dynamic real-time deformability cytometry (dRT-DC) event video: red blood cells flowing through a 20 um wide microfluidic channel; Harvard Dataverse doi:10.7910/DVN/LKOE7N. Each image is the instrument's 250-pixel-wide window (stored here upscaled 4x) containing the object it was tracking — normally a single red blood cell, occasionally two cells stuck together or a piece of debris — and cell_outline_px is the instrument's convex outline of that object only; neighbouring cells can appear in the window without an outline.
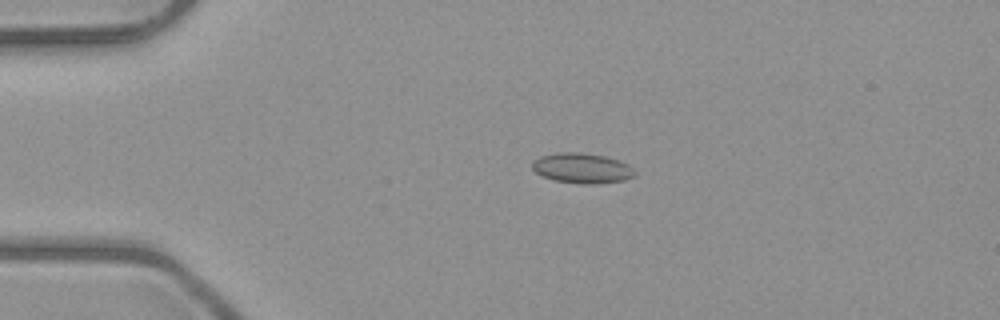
{"species": "common noctule bat (a hibernating species)", "species_latin": "Nyctalus noctula", "temperature_condition": "room temperature", "stored_images_in_passage": 4, "camera_frame_rate_fps": 3000, "um_per_image_px": 0.085, "animal": {"sex": "male", "body_mass_g": 23.1, "forearm_length_mm": 52.7}, "frame": {"image": 1, "passage_image": 3, "time_ms": 2.333, "image_size_px": [1000, 320], "cell_outline_px": [[636, 176], [624, 180], [596, 184], [580, 184], [556, 180], [544, 176], [536, 172], [532, 168], [532, 160], [540, 156], [560, 152], [580, 152], [604, 156], [620, 160], [628, 164], [636, 172]], "centroid_in_image_um": [49.5, 14.29], "position_along_channel_um": 35.5, "area_um2": 18.09}}